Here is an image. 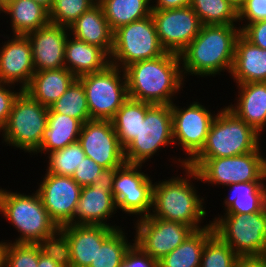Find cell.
Returning <instances> with one entry per match:
<instances>
[{
	"label": "cell",
	"instance_id": "1",
	"mask_svg": "<svg viewBox=\"0 0 266 267\" xmlns=\"http://www.w3.org/2000/svg\"><path fill=\"white\" fill-rule=\"evenodd\" d=\"M241 29L235 25H202L199 34L179 54L182 74L197 77L231 73L236 41Z\"/></svg>",
	"mask_w": 266,
	"mask_h": 267
},
{
	"label": "cell",
	"instance_id": "2",
	"mask_svg": "<svg viewBox=\"0 0 266 267\" xmlns=\"http://www.w3.org/2000/svg\"><path fill=\"white\" fill-rule=\"evenodd\" d=\"M128 97L154 105H171L184 85L179 54L166 52L125 69Z\"/></svg>",
	"mask_w": 266,
	"mask_h": 267
},
{
	"label": "cell",
	"instance_id": "3",
	"mask_svg": "<svg viewBox=\"0 0 266 267\" xmlns=\"http://www.w3.org/2000/svg\"><path fill=\"white\" fill-rule=\"evenodd\" d=\"M181 168L185 170L186 178L173 176L171 179L154 183L152 212L149 216L180 222L191 226L195 231L201 230L211 223L200 226V223L207 216L203 207L205 201L203 197L197 195V190L191 183V179L201 180L195 169L187 165Z\"/></svg>",
	"mask_w": 266,
	"mask_h": 267
},
{
	"label": "cell",
	"instance_id": "4",
	"mask_svg": "<svg viewBox=\"0 0 266 267\" xmlns=\"http://www.w3.org/2000/svg\"><path fill=\"white\" fill-rule=\"evenodd\" d=\"M0 213L20 232L15 243L55 244L59 227L50 218L35 191L32 195L0 188Z\"/></svg>",
	"mask_w": 266,
	"mask_h": 267
},
{
	"label": "cell",
	"instance_id": "5",
	"mask_svg": "<svg viewBox=\"0 0 266 267\" xmlns=\"http://www.w3.org/2000/svg\"><path fill=\"white\" fill-rule=\"evenodd\" d=\"M259 134L227 106L214 117L206 142L193 159H211L261 150Z\"/></svg>",
	"mask_w": 266,
	"mask_h": 267
},
{
	"label": "cell",
	"instance_id": "6",
	"mask_svg": "<svg viewBox=\"0 0 266 267\" xmlns=\"http://www.w3.org/2000/svg\"><path fill=\"white\" fill-rule=\"evenodd\" d=\"M260 151L231 157L192 159L187 166L197 171L201 182L211 185L224 187L243 182H265L266 158Z\"/></svg>",
	"mask_w": 266,
	"mask_h": 267
},
{
	"label": "cell",
	"instance_id": "7",
	"mask_svg": "<svg viewBox=\"0 0 266 267\" xmlns=\"http://www.w3.org/2000/svg\"><path fill=\"white\" fill-rule=\"evenodd\" d=\"M48 111V107L22 90L14 100L7 124L0 131L4 140L2 143L35 153L41 146Z\"/></svg>",
	"mask_w": 266,
	"mask_h": 267
},
{
	"label": "cell",
	"instance_id": "8",
	"mask_svg": "<svg viewBox=\"0 0 266 267\" xmlns=\"http://www.w3.org/2000/svg\"><path fill=\"white\" fill-rule=\"evenodd\" d=\"M218 216L210 221L214 233L239 257L266 256V206L257 213Z\"/></svg>",
	"mask_w": 266,
	"mask_h": 267
},
{
	"label": "cell",
	"instance_id": "9",
	"mask_svg": "<svg viewBox=\"0 0 266 267\" xmlns=\"http://www.w3.org/2000/svg\"><path fill=\"white\" fill-rule=\"evenodd\" d=\"M165 53L150 15L114 31L110 64L124 70L134 62L157 58Z\"/></svg>",
	"mask_w": 266,
	"mask_h": 267
},
{
	"label": "cell",
	"instance_id": "10",
	"mask_svg": "<svg viewBox=\"0 0 266 267\" xmlns=\"http://www.w3.org/2000/svg\"><path fill=\"white\" fill-rule=\"evenodd\" d=\"M77 79L86 93L90 119L111 120L129 98L125 71L112 64Z\"/></svg>",
	"mask_w": 266,
	"mask_h": 267
},
{
	"label": "cell",
	"instance_id": "11",
	"mask_svg": "<svg viewBox=\"0 0 266 267\" xmlns=\"http://www.w3.org/2000/svg\"><path fill=\"white\" fill-rule=\"evenodd\" d=\"M172 143L171 105L147 103V112L140 123L138 135L124 148L126 163L145 164L158 150Z\"/></svg>",
	"mask_w": 266,
	"mask_h": 267
},
{
	"label": "cell",
	"instance_id": "12",
	"mask_svg": "<svg viewBox=\"0 0 266 267\" xmlns=\"http://www.w3.org/2000/svg\"><path fill=\"white\" fill-rule=\"evenodd\" d=\"M141 169V164L124 163L108 173L117 209L140 216L138 218L150 215L154 186L153 180Z\"/></svg>",
	"mask_w": 266,
	"mask_h": 267
},
{
	"label": "cell",
	"instance_id": "13",
	"mask_svg": "<svg viewBox=\"0 0 266 267\" xmlns=\"http://www.w3.org/2000/svg\"><path fill=\"white\" fill-rule=\"evenodd\" d=\"M173 142L180 145L188 155L178 158L179 165H187L203 148L211 123L216 116L199 102H192L186 108L171 104Z\"/></svg>",
	"mask_w": 266,
	"mask_h": 267
},
{
	"label": "cell",
	"instance_id": "14",
	"mask_svg": "<svg viewBox=\"0 0 266 267\" xmlns=\"http://www.w3.org/2000/svg\"><path fill=\"white\" fill-rule=\"evenodd\" d=\"M132 239L156 262L176 249L195 230L186 224L151 216L138 218Z\"/></svg>",
	"mask_w": 266,
	"mask_h": 267
},
{
	"label": "cell",
	"instance_id": "15",
	"mask_svg": "<svg viewBox=\"0 0 266 267\" xmlns=\"http://www.w3.org/2000/svg\"><path fill=\"white\" fill-rule=\"evenodd\" d=\"M117 229L105 225L67 224L59 229V241L67 267H89L98 248Z\"/></svg>",
	"mask_w": 266,
	"mask_h": 267
},
{
	"label": "cell",
	"instance_id": "16",
	"mask_svg": "<svg viewBox=\"0 0 266 267\" xmlns=\"http://www.w3.org/2000/svg\"><path fill=\"white\" fill-rule=\"evenodd\" d=\"M78 142L86 156L93 159L108 173L126 163L124 148L120 144L111 120H88L82 124Z\"/></svg>",
	"mask_w": 266,
	"mask_h": 267
},
{
	"label": "cell",
	"instance_id": "17",
	"mask_svg": "<svg viewBox=\"0 0 266 267\" xmlns=\"http://www.w3.org/2000/svg\"><path fill=\"white\" fill-rule=\"evenodd\" d=\"M158 39L166 52L180 54L199 34L201 21L190 7L152 10Z\"/></svg>",
	"mask_w": 266,
	"mask_h": 267
},
{
	"label": "cell",
	"instance_id": "18",
	"mask_svg": "<svg viewBox=\"0 0 266 267\" xmlns=\"http://www.w3.org/2000/svg\"><path fill=\"white\" fill-rule=\"evenodd\" d=\"M36 190L50 218L60 228L75 224L81 186L70 176L45 173Z\"/></svg>",
	"mask_w": 266,
	"mask_h": 267
},
{
	"label": "cell",
	"instance_id": "19",
	"mask_svg": "<svg viewBox=\"0 0 266 267\" xmlns=\"http://www.w3.org/2000/svg\"><path fill=\"white\" fill-rule=\"evenodd\" d=\"M117 211V205L111 191L109 178L81 188L79 201L75 211V224L105 225L115 229L107 219Z\"/></svg>",
	"mask_w": 266,
	"mask_h": 267
},
{
	"label": "cell",
	"instance_id": "20",
	"mask_svg": "<svg viewBox=\"0 0 266 267\" xmlns=\"http://www.w3.org/2000/svg\"><path fill=\"white\" fill-rule=\"evenodd\" d=\"M2 46L0 82L13 85L16 83L24 90L35 73L31 43L27 35L13 34L12 39L5 41Z\"/></svg>",
	"mask_w": 266,
	"mask_h": 267
},
{
	"label": "cell",
	"instance_id": "21",
	"mask_svg": "<svg viewBox=\"0 0 266 267\" xmlns=\"http://www.w3.org/2000/svg\"><path fill=\"white\" fill-rule=\"evenodd\" d=\"M26 35L32 46L35 72L65 67V44L70 35L68 27L49 23Z\"/></svg>",
	"mask_w": 266,
	"mask_h": 267
},
{
	"label": "cell",
	"instance_id": "22",
	"mask_svg": "<svg viewBox=\"0 0 266 267\" xmlns=\"http://www.w3.org/2000/svg\"><path fill=\"white\" fill-rule=\"evenodd\" d=\"M68 29L74 38L98 46L111 55L114 32L110 29L99 3L84 12Z\"/></svg>",
	"mask_w": 266,
	"mask_h": 267
},
{
	"label": "cell",
	"instance_id": "23",
	"mask_svg": "<svg viewBox=\"0 0 266 267\" xmlns=\"http://www.w3.org/2000/svg\"><path fill=\"white\" fill-rule=\"evenodd\" d=\"M109 64L110 56L102 48L68 36L64 65L76 78L102 71Z\"/></svg>",
	"mask_w": 266,
	"mask_h": 267
},
{
	"label": "cell",
	"instance_id": "24",
	"mask_svg": "<svg viewBox=\"0 0 266 267\" xmlns=\"http://www.w3.org/2000/svg\"><path fill=\"white\" fill-rule=\"evenodd\" d=\"M237 86V103L227 107L260 134L266 127V82Z\"/></svg>",
	"mask_w": 266,
	"mask_h": 267
},
{
	"label": "cell",
	"instance_id": "25",
	"mask_svg": "<svg viewBox=\"0 0 266 267\" xmlns=\"http://www.w3.org/2000/svg\"><path fill=\"white\" fill-rule=\"evenodd\" d=\"M230 74L236 84L266 82V49L253 45L240 35Z\"/></svg>",
	"mask_w": 266,
	"mask_h": 267
},
{
	"label": "cell",
	"instance_id": "26",
	"mask_svg": "<svg viewBox=\"0 0 266 267\" xmlns=\"http://www.w3.org/2000/svg\"><path fill=\"white\" fill-rule=\"evenodd\" d=\"M76 79L66 67L43 70L33 74L24 91L40 104L49 108Z\"/></svg>",
	"mask_w": 266,
	"mask_h": 267
},
{
	"label": "cell",
	"instance_id": "27",
	"mask_svg": "<svg viewBox=\"0 0 266 267\" xmlns=\"http://www.w3.org/2000/svg\"><path fill=\"white\" fill-rule=\"evenodd\" d=\"M82 123L73 117L59 113H48L47 126L43 131L41 146L35 152L49 154L78 141Z\"/></svg>",
	"mask_w": 266,
	"mask_h": 267
},
{
	"label": "cell",
	"instance_id": "28",
	"mask_svg": "<svg viewBox=\"0 0 266 267\" xmlns=\"http://www.w3.org/2000/svg\"><path fill=\"white\" fill-rule=\"evenodd\" d=\"M1 12L11 16L13 34L26 35L50 23L49 11L34 0H11Z\"/></svg>",
	"mask_w": 266,
	"mask_h": 267
},
{
	"label": "cell",
	"instance_id": "29",
	"mask_svg": "<svg viewBox=\"0 0 266 267\" xmlns=\"http://www.w3.org/2000/svg\"><path fill=\"white\" fill-rule=\"evenodd\" d=\"M231 195L224 199V214H252L266 206V185L264 182H243L229 186ZM232 188V189H231Z\"/></svg>",
	"mask_w": 266,
	"mask_h": 267
},
{
	"label": "cell",
	"instance_id": "30",
	"mask_svg": "<svg viewBox=\"0 0 266 267\" xmlns=\"http://www.w3.org/2000/svg\"><path fill=\"white\" fill-rule=\"evenodd\" d=\"M214 233L212 224L194 231L176 249L157 262L158 267H200L206 240Z\"/></svg>",
	"mask_w": 266,
	"mask_h": 267
},
{
	"label": "cell",
	"instance_id": "31",
	"mask_svg": "<svg viewBox=\"0 0 266 267\" xmlns=\"http://www.w3.org/2000/svg\"><path fill=\"white\" fill-rule=\"evenodd\" d=\"M152 0H101L105 18L114 32L119 27L152 14Z\"/></svg>",
	"mask_w": 266,
	"mask_h": 267
},
{
	"label": "cell",
	"instance_id": "32",
	"mask_svg": "<svg viewBox=\"0 0 266 267\" xmlns=\"http://www.w3.org/2000/svg\"><path fill=\"white\" fill-rule=\"evenodd\" d=\"M147 103L128 98L111 119L120 144L125 148L137 135L144 121Z\"/></svg>",
	"mask_w": 266,
	"mask_h": 267
},
{
	"label": "cell",
	"instance_id": "33",
	"mask_svg": "<svg viewBox=\"0 0 266 267\" xmlns=\"http://www.w3.org/2000/svg\"><path fill=\"white\" fill-rule=\"evenodd\" d=\"M190 7L202 25H235L238 22V12L227 0H191Z\"/></svg>",
	"mask_w": 266,
	"mask_h": 267
},
{
	"label": "cell",
	"instance_id": "34",
	"mask_svg": "<svg viewBox=\"0 0 266 267\" xmlns=\"http://www.w3.org/2000/svg\"><path fill=\"white\" fill-rule=\"evenodd\" d=\"M48 113L65 114L78 119L82 124L91 120L82 83L76 79L64 94L49 107Z\"/></svg>",
	"mask_w": 266,
	"mask_h": 267
},
{
	"label": "cell",
	"instance_id": "35",
	"mask_svg": "<svg viewBox=\"0 0 266 267\" xmlns=\"http://www.w3.org/2000/svg\"><path fill=\"white\" fill-rule=\"evenodd\" d=\"M124 229H117L98 248L95 260L89 267H123L124 256L133 243L128 242ZM126 237V238H125Z\"/></svg>",
	"mask_w": 266,
	"mask_h": 267
},
{
	"label": "cell",
	"instance_id": "36",
	"mask_svg": "<svg viewBox=\"0 0 266 267\" xmlns=\"http://www.w3.org/2000/svg\"><path fill=\"white\" fill-rule=\"evenodd\" d=\"M86 157L78 141L67 145L63 149L53 151L48 154V166L46 172L61 176L74 174L82 160Z\"/></svg>",
	"mask_w": 266,
	"mask_h": 267
},
{
	"label": "cell",
	"instance_id": "37",
	"mask_svg": "<svg viewBox=\"0 0 266 267\" xmlns=\"http://www.w3.org/2000/svg\"><path fill=\"white\" fill-rule=\"evenodd\" d=\"M240 257L216 233L205 243L200 267H236Z\"/></svg>",
	"mask_w": 266,
	"mask_h": 267
},
{
	"label": "cell",
	"instance_id": "38",
	"mask_svg": "<svg viewBox=\"0 0 266 267\" xmlns=\"http://www.w3.org/2000/svg\"><path fill=\"white\" fill-rule=\"evenodd\" d=\"M39 243L5 242L2 267H38Z\"/></svg>",
	"mask_w": 266,
	"mask_h": 267
},
{
	"label": "cell",
	"instance_id": "39",
	"mask_svg": "<svg viewBox=\"0 0 266 267\" xmlns=\"http://www.w3.org/2000/svg\"><path fill=\"white\" fill-rule=\"evenodd\" d=\"M96 3L95 0H54L49 10L50 23L69 28Z\"/></svg>",
	"mask_w": 266,
	"mask_h": 267
},
{
	"label": "cell",
	"instance_id": "40",
	"mask_svg": "<svg viewBox=\"0 0 266 267\" xmlns=\"http://www.w3.org/2000/svg\"><path fill=\"white\" fill-rule=\"evenodd\" d=\"M108 177V172L93 159L86 156L76 167L72 178L81 186H89Z\"/></svg>",
	"mask_w": 266,
	"mask_h": 267
},
{
	"label": "cell",
	"instance_id": "41",
	"mask_svg": "<svg viewBox=\"0 0 266 267\" xmlns=\"http://www.w3.org/2000/svg\"><path fill=\"white\" fill-rule=\"evenodd\" d=\"M38 267H67L64 250L58 242L51 245L39 244Z\"/></svg>",
	"mask_w": 266,
	"mask_h": 267
},
{
	"label": "cell",
	"instance_id": "42",
	"mask_svg": "<svg viewBox=\"0 0 266 267\" xmlns=\"http://www.w3.org/2000/svg\"><path fill=\"white\" fill-rule=\"evenodd\" d=\"M263 20H266V0H246L238 11V25L240 21L248 25Z\"/></svg>",
	"mask_w": 266,
	"mask_h": 267
},
{
	"label": "cell",
	"instance_id": "43",
	"mask_svg": "<svg viewBox=\"0 0 266 267\" xmlns=\"http://www.w3.org/2000/svg\"><path fill=\"white\" fill-rule=\"evenodd\" d=\"M12 85L0 82V131L7 124L14 100L22 91L21 88H19V92L14 91L15 85ZM10 88H13V91Z\"/></svg>",
	"mask_w": 266,
	"mask_h": 267
},
{
	"label": "cell",
	"instance_id": "44",
	"mask_svg": "<svg viewBox=\"0 0 266 267\" xmlns=\"http://www.w3.org/2000/svg\"><path fill=\"white\" fill-rule=\"evenodd\" d=\"M241 35L253 45L266 49V20L239 26Z\"/></svg>",
	"mask_w": 266,
	"mask_h": 267
},
{
	"label": "cell",
	"instance_id": "45",
	"mask_svg": "<svg viewBox=\"0 0 266 267\" xmlns=\"http://www.w3.org/2000/svg\"><path fill=\"white\" fill-rule=\"evenodd\" d=\"M123 267H158L157 262L133 243L124 256Z\"/></svg>",
	"mask_w": 266,
	"mask_h": 267
},
{
	"label": "cell",
	"instance_id": "46",
	"mask_svg": "<svg viewBox=\"0 0 266 267\" xmlns=\"http://www.w3.org/2000/svg\"><path fill=\"white\" fill-rule=\"evenodd\" d=\"M152 10H171L190 6L191 0H154Z\"/></svg>",
	"mask_w": 266,
	"mask_h": 267
},
{
	"label": "cell",
	"instance_id": "47",
	"mask_svg": "<svg viewBox=\"0 0 266 267\" xmlns=\"http://www.w3.org/2000/svg\"><path fill=\"white\" fill-rule=\"evenodd\" d=\"M236 267H266V256L263 257H240Z\"/></svg>",
	"mask_w": 266,
	"mask_h": 267
},
{
	"label": "cell",
	"instance_id": "48",
	"mask_svg": "<svg viewBox=\"0 0 266 267\" xmlns=\"http://www.w3.org/2000/svg\"><path fill=\"white\" fill-rule=\"evenodd\" d=\"M36 3L42 5L48 11L52 8L54 0H34Z\"/></svg>",
	"mask_w": 266,
	"mask_h": 267
},
{
	"label": "cell",
	"instance_id": "49",
	"mask_svg": "<svg viewBox=\"0 0 266 267\" xmlns=\"http://www.w3.org/2000/svg\"><path fill=\"white\" fill-rule=\"evenodd\" d=\"M238 12L246 0H227Z\"/></svg>",
	"mask_w": 266,
	"mask_h": 267
},
{
	"label": "cell",
	"instance_id": "50",
	"mask_svg": "<svg viewBox=\"0 0 266 267\" xmlns=\"http://www.w3.org/2000/svg\"><path fill=\"white\" fill-rule=\"evenodd\" d=\"M5 242L1 241L0 242V267H2L3 263V247H4Z\"/></svg>",
	"mask_w": 266,
	"mask_h": 267
},
{
	"label": "cell",
	"instance_id": "51",
	"mask_svg": "<svg viewBox=\"0 0 266 267\" xmlns=\"http://www.w3.org/2000/svg\"><path fill=\"white\" fill-rule=\"evenodd\" d=\"M9 1L11 0H0V7L4 6Z\"/></svg>",
	"mask_w": 266,
	"mask_h": 267
}]
</instances>
